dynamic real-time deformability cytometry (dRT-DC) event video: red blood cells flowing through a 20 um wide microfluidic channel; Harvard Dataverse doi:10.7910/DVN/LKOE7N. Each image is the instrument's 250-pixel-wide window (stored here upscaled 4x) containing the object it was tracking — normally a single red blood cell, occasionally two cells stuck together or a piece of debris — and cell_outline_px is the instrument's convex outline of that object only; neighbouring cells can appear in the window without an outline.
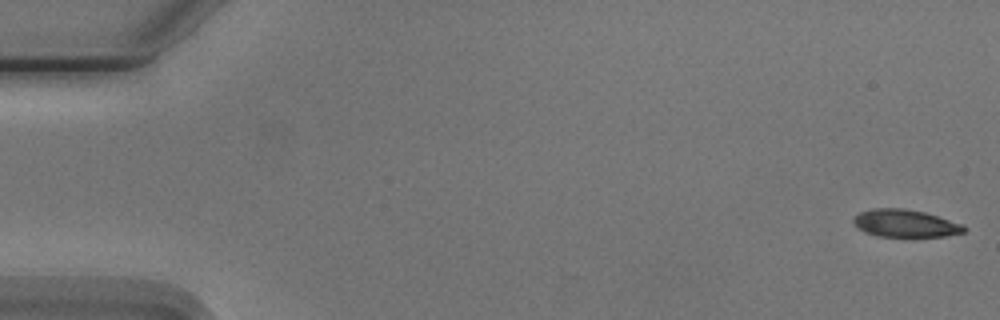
{"species": "Egyptian fruit bat (a non-hibernating species)", "species_latin": "Rousettus aegyptiacus", "temperature_condition": "cold", "stored_images_in_passage": 6, "camera_frame_rate_fps": 3000, "um_per_image_px": 0.085, "animal": {"sex": "male"}, "frame": {"image": 1, "passage_image": 1, "time_ms": 0.0, "image_size_px": [1000, 320], "cell_outline_px": [[968, 228], [964, 232], [944, 236], [880, 236], [864, 232], [856, 228], [852, 220], [860, 212], [872, 208], [904, 208], [924, 212], [964, 224]], "centroid_in_image_um": [76.94, 18.98], "position_along_channel_um": 8.1, "area_um2": 17.74}}
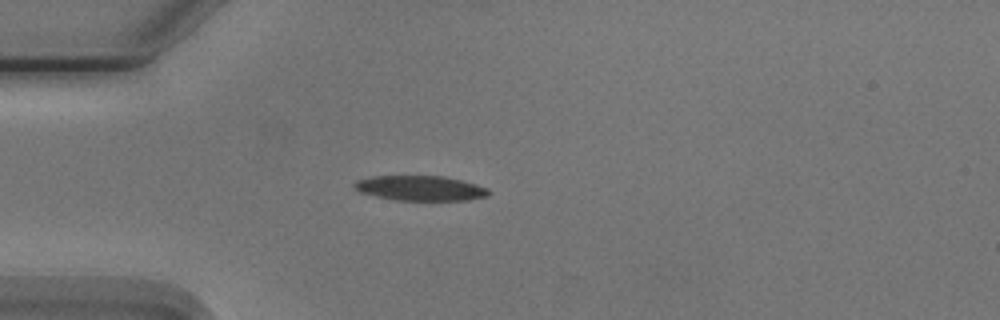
{"frame": {"image": 2, "passage_image": 5, "time_ms": 4.667, "image_size_px": [1000, 320], "cell_outline_px": [[492, 192], [488, 196], [468, 200], [392, 200], [360, 192], [352, 184], [356, 180], [372, 176], [444, 176], [476, 184], [488, 188]], "centroid_in_image_um": [35.74, 15.99], "position_along_channel_um": 49.3, "area_um2": 19.59}}